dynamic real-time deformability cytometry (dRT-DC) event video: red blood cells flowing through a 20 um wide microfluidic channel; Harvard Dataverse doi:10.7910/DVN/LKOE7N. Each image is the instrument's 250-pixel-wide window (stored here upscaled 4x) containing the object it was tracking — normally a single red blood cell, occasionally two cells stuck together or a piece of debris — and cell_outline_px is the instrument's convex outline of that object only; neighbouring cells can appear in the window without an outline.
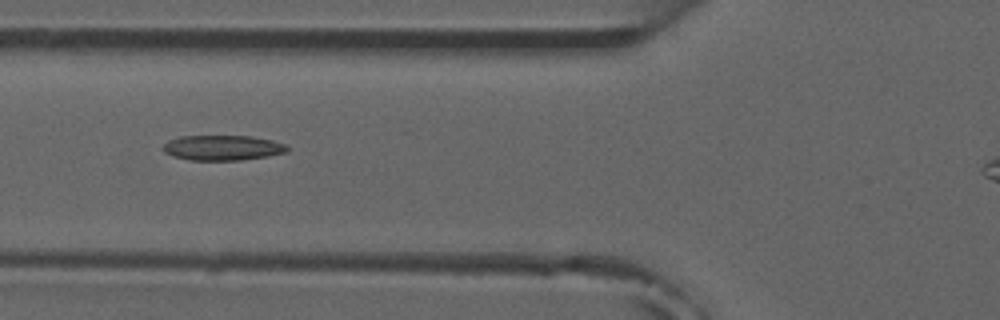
{"species": "common noctule bat (a hibernating species)", "species_latin": "Nyctalus noctula", "temperature_condition": "room temperature", "stored_images_in_passage": 9, "camera_frame_rate_fps": 3000, "um_per_image_px": 0.085, "animal": {"sex": "male", "forearm_length_mm": 52.5}, "frame": {"image": 1, "passage_image": 6, "time_ms": 6.0, "image_size_px": [1000, 320], "cell_outline_px": [[288, 152], [268, 156], [240, 160], [188, 160], [172, 156], [164, 152], [160, 148], [168, 140], [180, 136], [252, 136], [272, 140], [284, 144], [288, 148]], "centroid_in_image_um": [18.88, 12.56], "position_along_channel_um": 106.9, "area_um2": 18.32}}
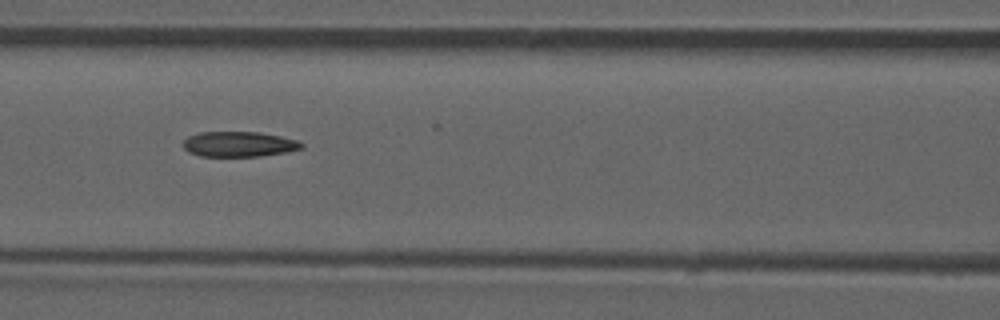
{"frame": {"image": 2, "passage_image": 7, "time_ms": 7.0, "image_size_px": [1000, 320], "cell_outline_px": [[304, 148], [288, 152], [260, 156], [200, 156], [188, 152], [180, 144], [188, 136], [200, 132], [260, 132], [280, 136], [296, 140], [304, 144]], "centroid_in_image_um": [20.3, 12.25], "position_along_channel_um": 146.3, "area_um2": 17.57}}